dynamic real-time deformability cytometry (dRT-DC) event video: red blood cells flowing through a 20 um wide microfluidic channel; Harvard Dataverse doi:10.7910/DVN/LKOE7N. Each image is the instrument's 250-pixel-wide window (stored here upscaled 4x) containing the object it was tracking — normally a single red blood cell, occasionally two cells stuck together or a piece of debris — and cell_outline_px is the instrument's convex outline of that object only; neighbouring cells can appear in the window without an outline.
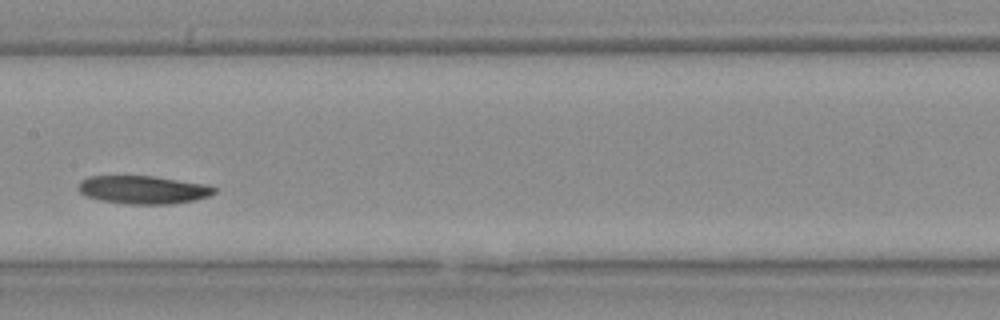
{"species": "Egyptian fruit bat (a non-hibernating species)", "species_latin": "Rousettus aegyptiacus", "temperature_condition": "warm", "stored_images_in_passage": 27, "camera_frame_rate_fps": 3000, "um_per_image_px": 0.085, "animal": {"sex": "female"}, "frame": {"image": 1, "passage_image": 15, "time_ms": 4.667, "image_size_px": [1000, 320], "cell_outline_px": [[216, 192], [208, 196], [196, 200], [168, 204], [124, 204], [100, 200], [84, 196], [76, 188], [76, 184], [80, 180], [88, 176], [152, 176], [204, 184], [216, 188]], "centroid_in_image_um": [12.09, 16.13], "position_along_channel_um": 195.3, "area_um2": 22.43}}